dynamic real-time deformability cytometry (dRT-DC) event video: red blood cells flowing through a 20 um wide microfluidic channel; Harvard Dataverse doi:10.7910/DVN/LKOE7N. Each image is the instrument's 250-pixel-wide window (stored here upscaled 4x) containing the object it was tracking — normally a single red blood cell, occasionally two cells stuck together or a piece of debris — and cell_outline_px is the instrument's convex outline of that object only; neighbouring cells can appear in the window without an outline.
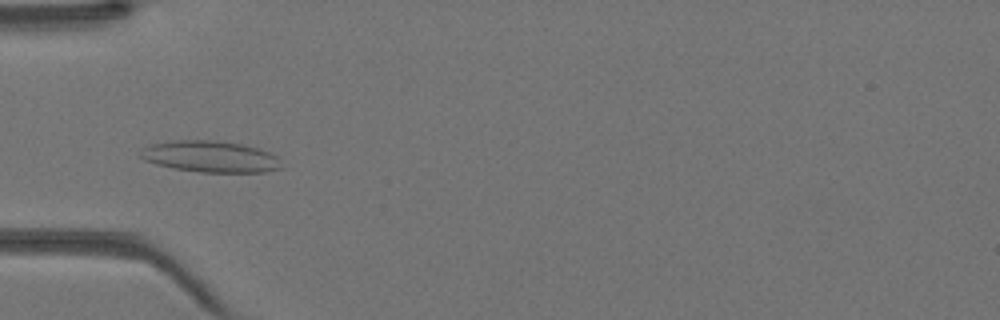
{"species": "Egyptian fruit bat (a non-hibernating species)", "species_latin": "Rousettus aegyptiacus", "temperature_condition": "warm", "stored_images_in_passage": 44, "camera_frame_rate_fps": 3000, "um_per_image_px": 0.085, "animal": {"sex": "female"}, "frame": {"image": 1, "passage_image": 15, "time_ms": 4.667, "image_size_px": [1000, 320], "cell_outline_px": [[284, 168], [264, 172], [200, 172], [172, 168], [156, 164], [144, 160], [136, 156], [136, 152], [148, 144], [172, 140], [216, 140], [240, 144], [260, 148], [276, 156]], "centroid_in_image_um": [17.8, 13.3], "position_along_channel_um": 67.2, "area_um2": 26.24}}
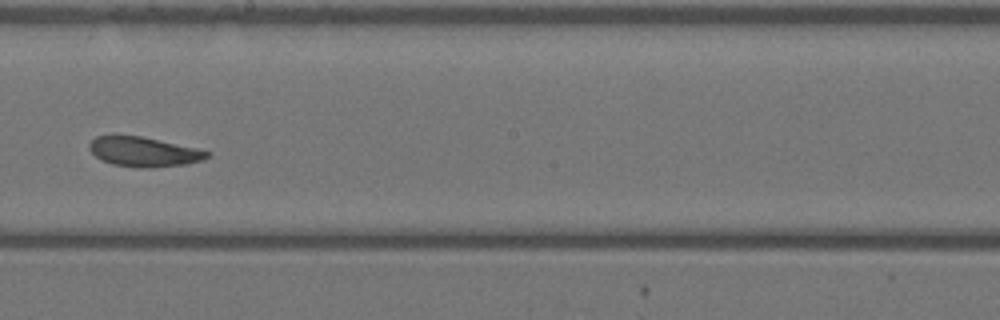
{"frame": {"image": 2, "passage_image": 26, "time_ms": 8.333, "image_size_px": [1000, 320], "cell_outline_px": [[212, 152], [204, 160], [188, 164], [152, 168], [140, 168], [112, 164], [100, 160], [88, 148], [88, 144], [96, 136], [140, 136], [196, 148]], "centroid_in_image_um": [12.23, 12.92], "position_along_channel_um": 236.0, "area_um2": 20.35}}
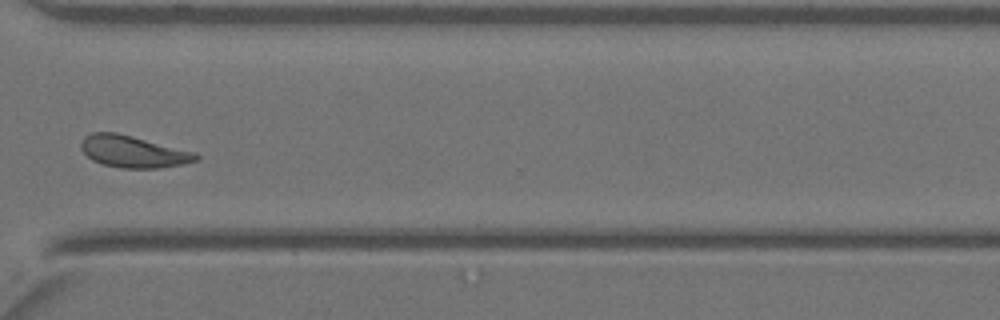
{"frame": {"image": 3, "passage_image": 34, "time_ms": 11.0, "image_size_px": [1000, 320], "cell_outline_px": [[200, 160], [184, 164], [160, 168], [120, 168], [100, 164], [92, 160], [80, 148], [80, 144], [84, 136], [92, 132], [116, 132], [196, 152], [200, 156]], "centroid_in_image_um": [11.33, 12.89], "position_along_channel_um": 359.3, "area_um2": 21.56}}